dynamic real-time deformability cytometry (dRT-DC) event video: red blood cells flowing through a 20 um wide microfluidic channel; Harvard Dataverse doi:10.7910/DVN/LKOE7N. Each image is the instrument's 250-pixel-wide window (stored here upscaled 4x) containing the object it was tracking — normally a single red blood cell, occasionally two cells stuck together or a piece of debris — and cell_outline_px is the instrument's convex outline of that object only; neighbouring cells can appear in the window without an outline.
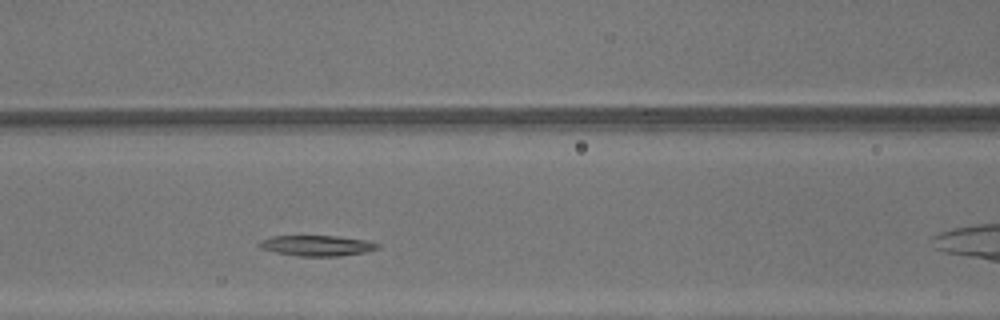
{"species": "common noctule bat (a hibernating species)", "species_latin": "Nyctalus noctula", "temperature_condition": "warm", "stored_images_in_passage": 25, "camera_frame_rate_fps": 3000, "um_per_image_px": 0.085, "animal": {"sex": "male", "body_mass_g": 13.3}, "frame": {"image": 1, "passage_image": 7, "time_ms": 2.0, "image_size_px": [1000, 320], "cell_outline_px": [[380, 248], [368, 252], [340, 256], [300, 256], [276, 252], [260, 248], [256, 244], [260, 240], [272, 236], [336, 236], [368, 240], [380, 244]], "centroid_in_image_um": [26.97, 20.87], "position_along_channel_um": 139.6, "area_um2": 14.33}}
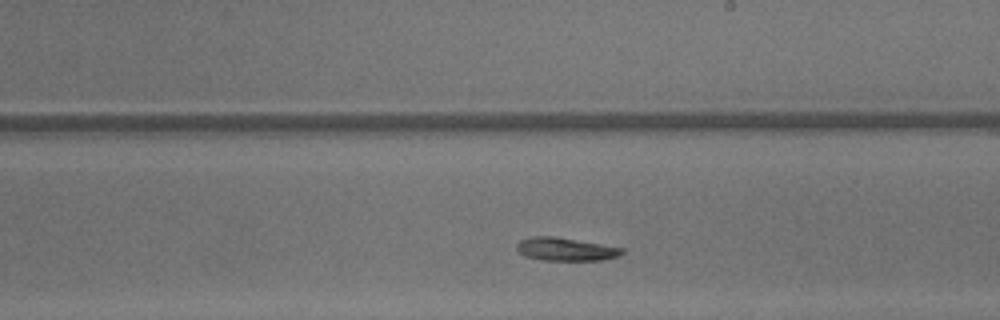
{"frame": {"image": 2, "passage_image": 14, "time_ms": 4.333, "image_size_px": [1000, 320], "cell_outline_px": [[624, 252], [620, 256], [604, 260], [544, 260], [524, 256], [516, 248], [516, 244], [520, 240], [528, 236], [556, 236], [624, 248]], "centroid_in_image_um": [48.08, 21.17], "position_along_channel_um": 240.9, "area_um2": 14.33}}
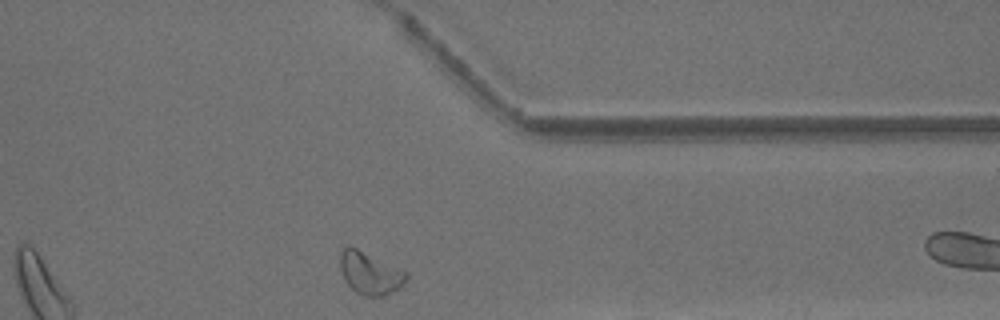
{"frame": {"image": 3, "passage_image": 24, "time_ms": 7.667, "image_size_px": [1000, 320], "cell_outline_px": [[408, 276], [396, 288], [384, 296], [364, 296], [356, 292], [344, 280], [340, 268], [340, 252], [348, 244], [408, 272]], "centroid_in_image_um": [31.39, 23.19], "position_along_channel_um": 380.0, "area_um2": 16.07}}